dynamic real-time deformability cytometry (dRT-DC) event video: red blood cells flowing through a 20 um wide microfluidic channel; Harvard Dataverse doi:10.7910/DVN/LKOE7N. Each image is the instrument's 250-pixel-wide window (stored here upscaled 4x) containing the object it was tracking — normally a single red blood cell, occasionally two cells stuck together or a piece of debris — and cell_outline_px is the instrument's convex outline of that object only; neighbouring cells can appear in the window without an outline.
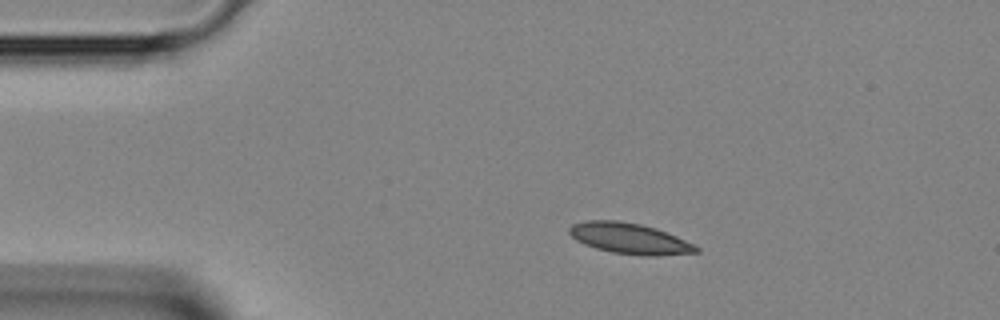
{"species": "Egyptian fruit bat (a non-hibernating species)", "species_latin": "Rousettus aegyptiacus", "temperature_condition": "room temperature", "stored_images_in_passage": 38, "camera_frame_rate_fps": 3000, "um_per_image_px": 0.085, "animal": {"sex": "female"}, "frame": {"image": 1, "passage_image": 3, "time_ms": 0.667, "image_size_px": [1000, 320], "cell_outline_px": [[700, 252], [656, 256], [640, 256], [612, 252], [596, 248], [584, 244], [576, 240], [568, 232], [568, 228], [572, 224], [584, 220], [620, 220], [640, 224], [656, 228], [676, 236], [700, 248]], "centroid_in_image_um": [53.49, 20.27], "position_along_channel_um": 31.5, "area_um2": 22.89}}
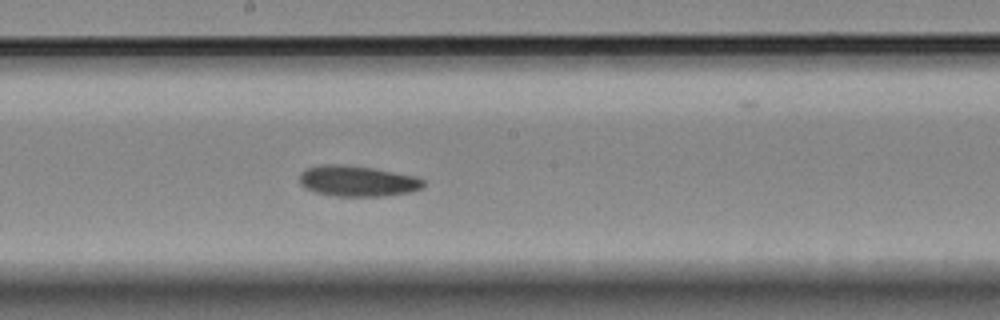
{"frame": {"image": 2, "passage_image": 18, "time_ms": 5.667, "image_size_px": [1000, 320], "cell_outline_px": [[424, 184], [420, 188], [412, 192], [384, 196], [332, 196], [316, 192], [304, 188], [300, 184], [300, 172], [308, 168], [320, 164], [344, 164], [372, 168], [416, 176], [424, 180]], "centroid_in_image_um": [30.36, 15.39], "position_along_channel_um": 217.8, "area_um2": 22.31}}
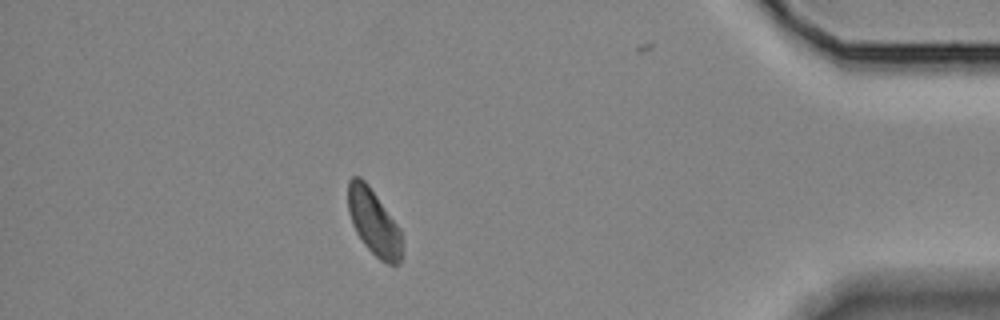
{"frame": {"image": 3, "passage_image": 33, "time_ms": 10.667, "image_size_px": [1000, 320], "cell_outline_px": [[404, 256], [400, 264], [388, 264], [380, 260], [364, 244], [356, 232], [352, 224], [348, 208], [348, 180], [352, 176], [360, 176], [368, 184], [400, 228]], "centroid_in_image_um": [31.8, 18.91], "position_along_channel_um": 403.4, "area_um2": 20.92}}